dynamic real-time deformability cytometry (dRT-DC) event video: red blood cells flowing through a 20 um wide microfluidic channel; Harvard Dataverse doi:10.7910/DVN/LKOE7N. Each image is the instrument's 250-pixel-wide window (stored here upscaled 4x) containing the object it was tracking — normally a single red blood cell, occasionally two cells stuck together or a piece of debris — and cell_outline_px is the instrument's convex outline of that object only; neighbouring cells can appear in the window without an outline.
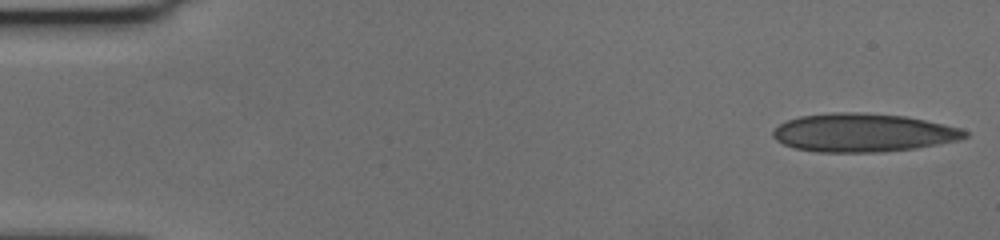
{"species": "human", "species_latin": "Homo sapiens", "temperature_condition": "cold", "stored_images_in_passage": 57, "camera_frame_rate_fps": 3000, "um_per_image_px": 0.085, "donor": {"sex": "female"}, "frame": {"image": 1, "passage_image": 1, "time_ms": 0.0, "image_size_px": [1000, 240], "cell_outline_px": [[968, 136], [960, 140], [916, 148], [880, 152], [816, 152], [792, 148], [776, 140], [772, 136], [772, 132], [780, 124], [788, 120], [800, 116], [828, 112], [864, 112], [904, 116], [944, 124], [960, 128], [968, 132]], "centroid_in_image_um": [73.35, 11.28], "position_along_channel_um": 11.7, "area_um2": 43.12}}
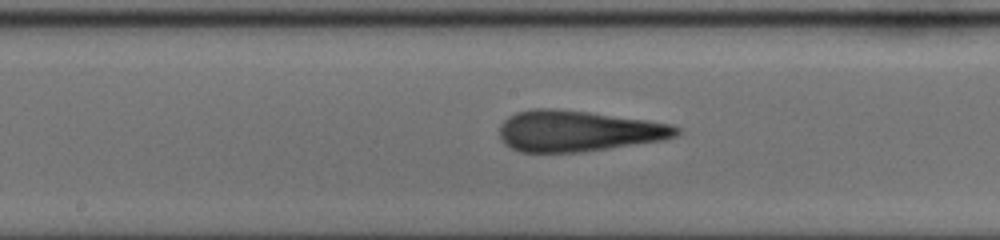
{"frame": {"image": 2, "passage_image": 29, "time_ms": 9.333, "image_size_px": [1000, 240], "cell_outline_px": [[680, 132], [676, 136], [664, 140], [580, 152], [520, 152], [504, 144], [500, 140], [500, 124], [508, 116], [516, 112], [532, 108], [556, 108], [588, 112], [648, 120], [672, 124], [680, 128]], "centroid_in_image_um": [49.12, 11.13], "position_along_channel_um": 199.1, "area_um2": 42.43}}
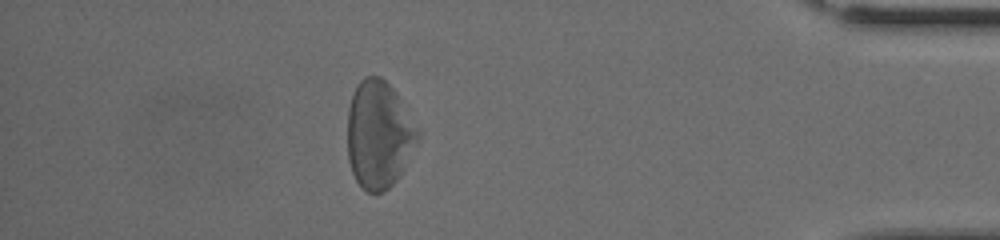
{"frame": {"image": 3, "passage_image": 50, "time_ms": 16.333, "image_size_px": [1000, 240], "cell_outline_px": [[420, 136], [404, 168], [396, 180], [384, 192], [368, 192], [360, 188], [352, 172], [348, 160], [348, 108], [352, 92], [356, 84], [364, 76], [380, 76], [396, 92], [420, 132]], "centroid_in_image_um": [32.18, 11.44], "position_along_channel_um": 403.0, "area_um2": 44.16}, "authors_computed_cell_mechanics": {"area_um2": 43.1188, "velocity_mm_per_s": 3.5371, "shape_relaxation_time_tau1_ms": null, "shape_relaxation_time_tau2_ms": 1.8978, "deformation_change_tau1": null, "deformation_change_tau2": 0.1088}}